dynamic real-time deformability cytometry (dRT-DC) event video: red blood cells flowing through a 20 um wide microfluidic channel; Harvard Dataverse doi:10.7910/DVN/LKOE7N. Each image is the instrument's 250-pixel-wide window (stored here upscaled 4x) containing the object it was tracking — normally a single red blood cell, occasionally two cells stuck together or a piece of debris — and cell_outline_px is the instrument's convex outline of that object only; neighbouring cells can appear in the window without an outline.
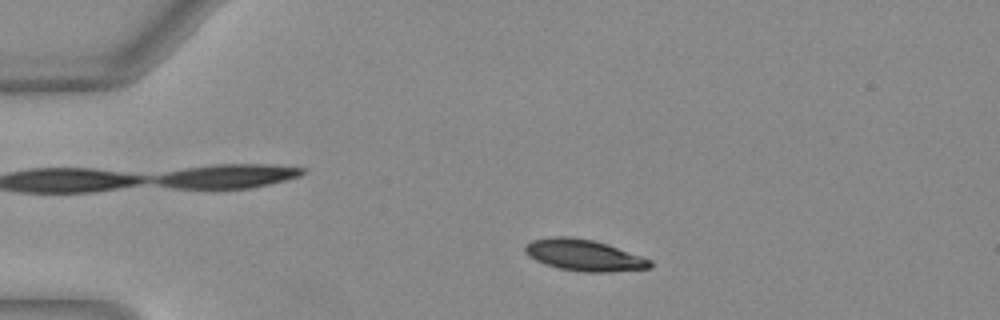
{"species": "Egyptian fruit bat (a non-hibernating species)", "species_latin": "Rousettus aegyptiacus", "temperature_condition": "warm", "stored_images_in_passage": 49, "camera_frame_rate_fps": 3000, "um_per_image_px": 0.085, "animal": {"sex": "female"}, "frame": {"image": 1, "passage_image": 9, "time_ms": 2.667, "image_size_px": [1000, 320], "cell_outline_px": [[652, 268], [608, 272], [584, 272], [560, 268], [536, 260], [528, 256], [524, 252], [524, 244], [532, 240], [552, 236], [572, 236], [592, 240], [608, 244], [652, 260]], "centroid_in_image_um": [49.63, 21.68], "position_along_channel_um": 35.4, "area_um2": 22.89}}
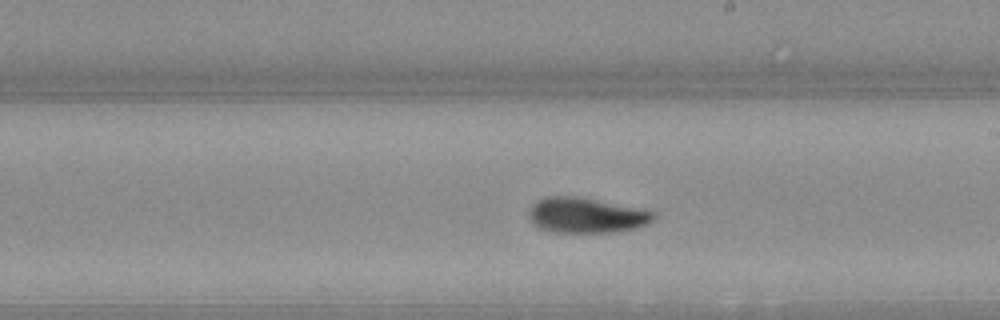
{"frame": {"image": 2, "passage_image": 28, "time_ms": 9.0, "image_size_px": [1000, 320], "cell_outline_px": [[656, 216], [652, 220], [640, 228], [616, 232], [552, 232], [540, 228], [532, 224], [528, 216], [528, 212], [532, 204], [536, 200], [544, 196], [576, 196], [652, 208], [656, 212]], "centroid_in_image_um": [49.91, 18.28], "position_along_channel_um": 239.1, "area_um2": 26.65}}
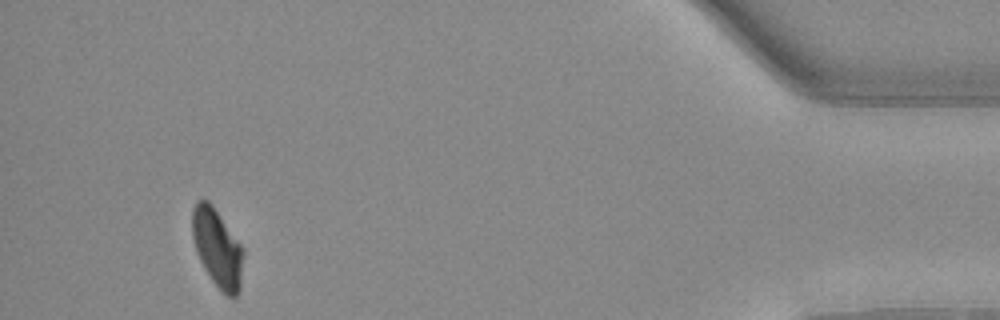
{"frame": {"image": 3, "passage_image": 46, "time_ms": 15.0, "image_size_px": [1000, 320], "cell_outline_px": [[244, 256], [240, 288], [236, 296], [228, 296], [212, 280], [204, 268], [196, 252], [192, 240], [192, 212], [196, 204], [200, 200], [208, 200], [212, 204], [244, 248]], "centroid_in_image_um": [18.48, 21.07], "position_along_channel_um": 416.7, "area_um2": 23.18}, "authors_computed_cell_mechanics": {"area_um2": 23.987, "velocity_mm_per_s": 4.0284, "shape_relaxation_time_tau1_ms": 3.6367, "shape_relaxation_time_tau2_ms": 10.9499, "deformation_change_tau1": 0.1604, "deformation_change_tau2": 0.1288}}